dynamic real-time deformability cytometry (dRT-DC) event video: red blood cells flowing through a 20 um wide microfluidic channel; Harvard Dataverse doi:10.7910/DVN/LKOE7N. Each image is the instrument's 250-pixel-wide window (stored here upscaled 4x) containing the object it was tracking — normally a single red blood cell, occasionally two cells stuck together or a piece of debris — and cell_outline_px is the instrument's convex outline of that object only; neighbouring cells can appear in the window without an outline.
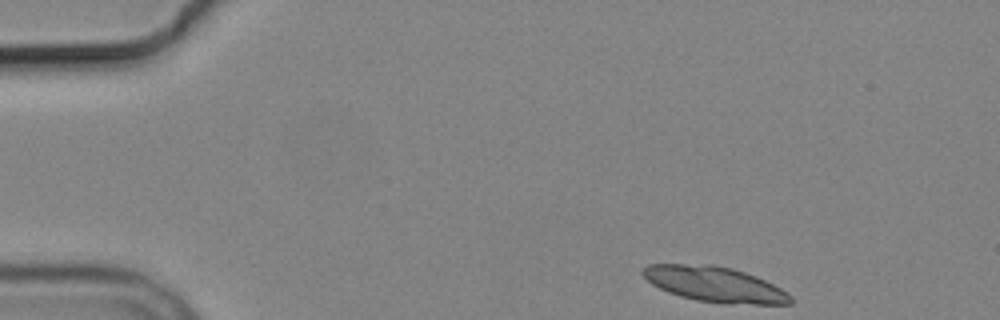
{"species": "common noctule bat (a hibernating species)", "species_latin": "Nyctalus noctula", "temperature_condition": "cold", "stored_images_in_passage": 3, "camera_frame_rate_fps": 3000, "um_per_image_px": 0.085, "animal": {"sex": "male", "body_mass_g": 19.2, "forearm_length_mm": 51.8}, "frame": {"image": 1, "passage_image": 1, "time_ms": 0.0, "image_size_px": [1000, 320], "cell_outline_px": [[792, 304], [724, 304], [696, 300], [680, 296], [668, 292], [652, 284], [640, 272], [640, 268], [648, 264], [712, 264], [732, 268], [756, 276], [780, 288], [792, 296]], "centroid_in_image_um": [60.73, 24.16], "position_along_channel_um": 24.3, "area_um2": 30.52}}